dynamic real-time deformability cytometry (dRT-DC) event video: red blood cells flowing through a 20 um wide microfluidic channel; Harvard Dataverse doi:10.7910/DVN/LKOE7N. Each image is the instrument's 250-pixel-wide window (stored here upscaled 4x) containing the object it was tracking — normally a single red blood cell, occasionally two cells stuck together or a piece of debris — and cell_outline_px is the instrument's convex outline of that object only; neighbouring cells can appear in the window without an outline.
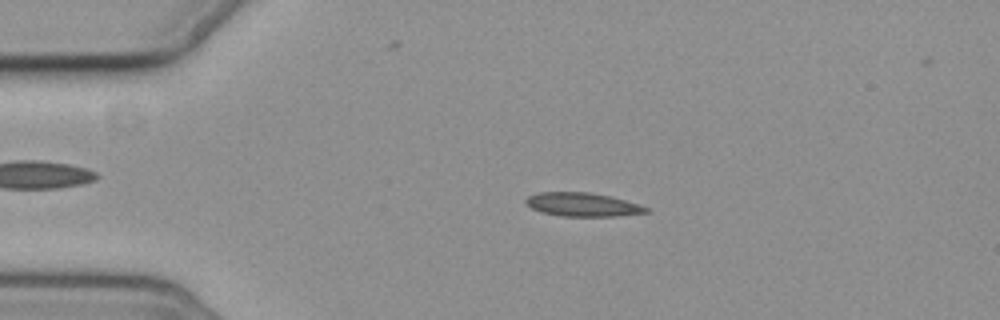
{"species": "common noctule bat (a hibernating species)", "species_latin": "Nyctalus noctula", "temperature_condition": "cold", "stored_images_in_passage": 6, "camera_frame_rate_fps": 3000, "um_per_image_px": 0.085, "animal": {"sex": "female", "body_mass_g": 19.3, "forearm_length_mm": 54.1}, "frame": {"image": 1, "passage_image": 3, "time_ms": 2.333, "image_size_px": [1000, 320], "cell_outline_px": [[648, 212], [616, 216], [564, 216], [540, 212], [532, 208], [524, 200], [528, 196], [536, 192], [588, 192], [608, 196], [624, 200], [648, 208]], "centroid_in_image_um": [49.45, 17.38], "position_along_channel_um": 35.5, "area_um2": 16.3}}